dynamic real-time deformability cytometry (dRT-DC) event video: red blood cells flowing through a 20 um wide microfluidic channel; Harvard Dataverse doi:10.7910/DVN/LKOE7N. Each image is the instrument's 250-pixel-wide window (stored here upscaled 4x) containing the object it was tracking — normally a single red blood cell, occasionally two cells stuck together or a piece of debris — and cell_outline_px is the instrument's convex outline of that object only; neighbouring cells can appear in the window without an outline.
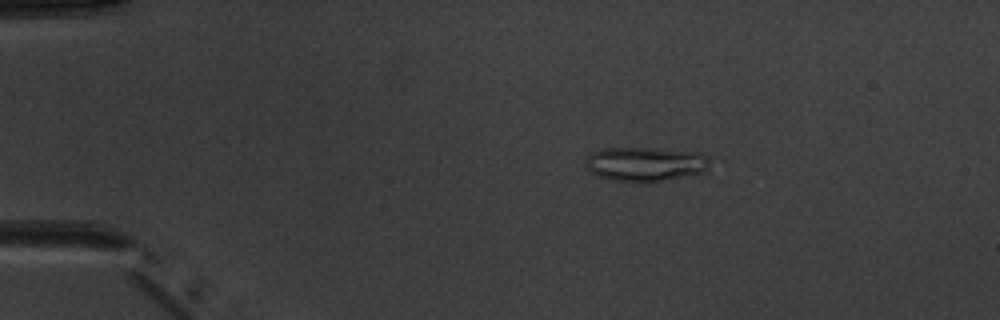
{"species": "common noctule bat (a hibernating species)", "species_latin": "Nyctalus noctula", "temperature_condition": "warm", "stored_images_in_passage": 7, "camera_frame_rate_fps": 3000, "um_per_image_px": 0.085, "animal": {"sex": "male", "body_mass_g": 20.1, "forearm_length_mm": 53.5}, "frame": {"image": 1, "passage_image": 4, "time_ms": 3.333, "image_size_px": [1000, 320], "cell_outline_px": [[708, 168], [704, 172], [652, 184], [636, 184], [612, 180], [600, 176], [592, 172], [588, 168], [588, 152], [604, 148], [648, 148], [696, 152], [708, 156]], "centroid_in_image_um": [54.87, 13.98], "position_along_channel_um": 30.1, "area_um2": 25.26}}
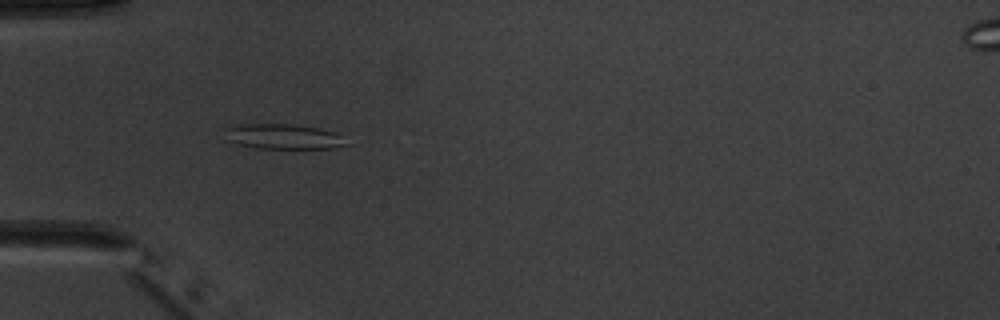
{"frame": {"image": 2, "passage_image": 6, "time_ms": 5.667, "image_size_px": [1000, 320], "cell_outline_px": [[352, 144], [336, 148], [256, 148], [236, 144], [224, 140], [224, 128], [240, 124], [292, 124], [320, 128], [336, 132]], "centroid_in_image_um": [24.08, 11.61], "position_along_channel_um": 60.9, "area_um2": 18.21}}
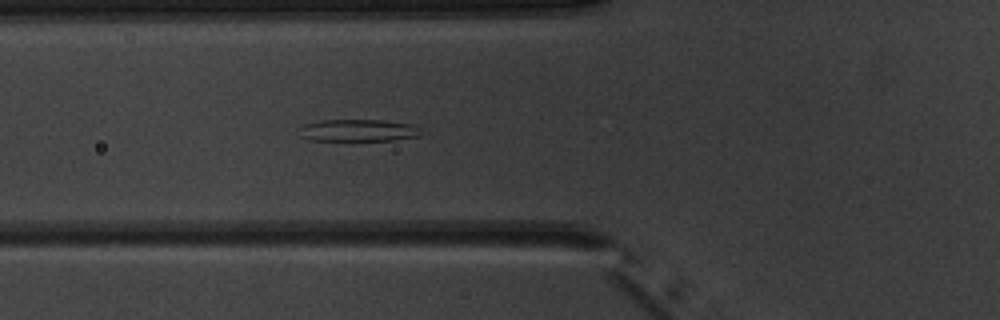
{"frame": {"image": 3, "passage_image": 7, "time_ms": 6.667, "image_size_px": [1000, 320], "cell_outline_px": [[420, 136], [396, 140], [308, 140], [300, 136], [300, 128], [304, 124], [320, 120], [384, 120], [412, 124], [420, 132]], "centroid_in_image_um": [30.42, 11.08], "position_along_channel_um": 95.4, "area_um2": 15.61}}